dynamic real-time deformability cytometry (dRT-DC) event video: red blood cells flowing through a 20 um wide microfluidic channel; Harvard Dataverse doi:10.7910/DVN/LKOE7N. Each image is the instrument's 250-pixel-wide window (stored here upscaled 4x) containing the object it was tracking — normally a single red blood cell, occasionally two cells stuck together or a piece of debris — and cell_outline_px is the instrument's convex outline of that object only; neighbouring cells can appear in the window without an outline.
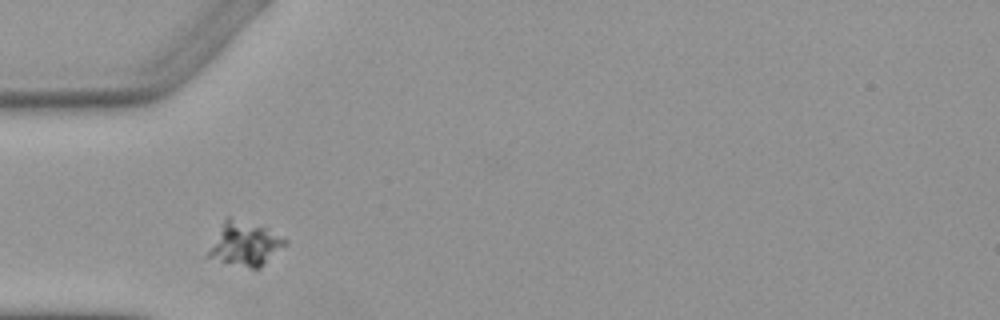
{"species": "Egyptian fruit bat (a non-hibernating species)", "species_latin": "Rousettus aegyptiacus", "temperature_condition": "warm", "stored_images_in_passage": 4, "camera_frame_rate_fps": 3000, "um_per_image_px": 0.085, "animal": {"sex": "female"}, "frame": {"image": 1, "passage_image": 1, "time_ms": 0.0, "image_size_px": [1000, 320], "cell_outline_px": [[288, 244], [260, 268], [252, 268], [204, 256], [224, 220], [228, 216], [268, 228], [288, 240]], "centroid_in_image_um": [20.85, 20.72], "position_along_channel_um": 64.2, "area_um2": 19.48}}
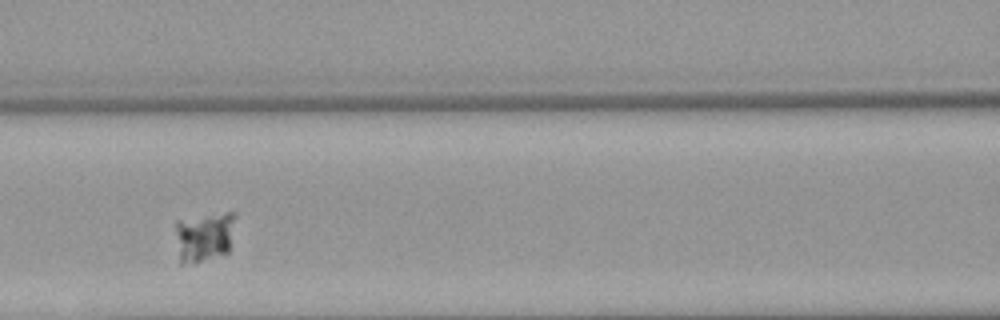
{"frame": {"image": 2, "passage_image": 3, "time_ms": 2.333, "image_size_px": [1000, 320], "cell_outline_px": [[236, 216], [228, 252], [200, 260], [184, 264], [180, 264], [176, 232], [176, 220], [228, 212], [236, 212]], "centroid_in_image_um": [17.37, 20.09], "position_along_channel_um": 149.2, "area_um2": 16.99}}
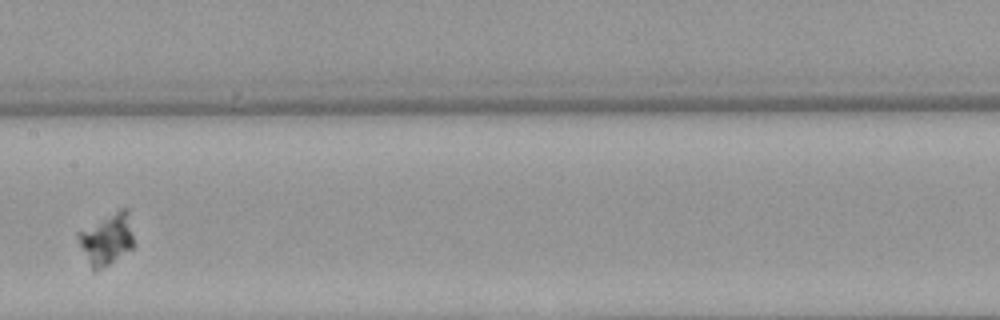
{"frame": {"image": 3, "passage_image": 4, "time_ms": 3.667, "image_size_px": [1000, 320], "cell_outline_px": [[136, 248], [96, 272], [92, 272], [76, 236], [76, 232], [120, 208], [128, 208], [136, 244]], "centroid_in_image_um": [9.13, 20.34], "position_along_channel_um": 198.3, "area_um2": 17.34}}